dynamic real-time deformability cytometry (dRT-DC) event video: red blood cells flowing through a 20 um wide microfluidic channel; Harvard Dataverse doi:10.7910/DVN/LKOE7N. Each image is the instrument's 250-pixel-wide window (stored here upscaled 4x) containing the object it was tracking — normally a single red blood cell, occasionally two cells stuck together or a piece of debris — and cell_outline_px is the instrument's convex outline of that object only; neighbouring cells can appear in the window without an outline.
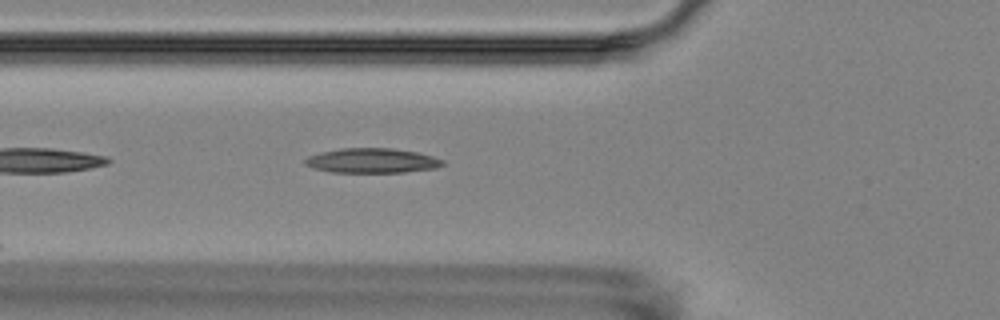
{"species": "Egyptian fruit bat (a non-hibernating species)", "species_latin": "Rousettus aegyptiacus", "temperature_condition": "room temperature", "stored_images_in_passage": 5, "segment_of_instrument_passage": [1, 2], "camera_frame_rate_fps": 3000, "um_per_image_px": 0.085, "animal": {"sex": "female"}, "frame": {"image": 1, "passage_image": 4, "time_ms": 3.333, "image_size_px": [1000, 320], "cell_outline_px": [[444, 164], [436, 168], [404, 172], [332, 172], [316, 168], [304, 164], [304, 160], [308, 156], [320, 152], [340, 148], [392, 148], [416, 152], [432, 156], [444, 160]], "centroid_in_image_um": [31.62, 13.65], "position_along_channel_um": 94.2, "area_um2": 19.71}}